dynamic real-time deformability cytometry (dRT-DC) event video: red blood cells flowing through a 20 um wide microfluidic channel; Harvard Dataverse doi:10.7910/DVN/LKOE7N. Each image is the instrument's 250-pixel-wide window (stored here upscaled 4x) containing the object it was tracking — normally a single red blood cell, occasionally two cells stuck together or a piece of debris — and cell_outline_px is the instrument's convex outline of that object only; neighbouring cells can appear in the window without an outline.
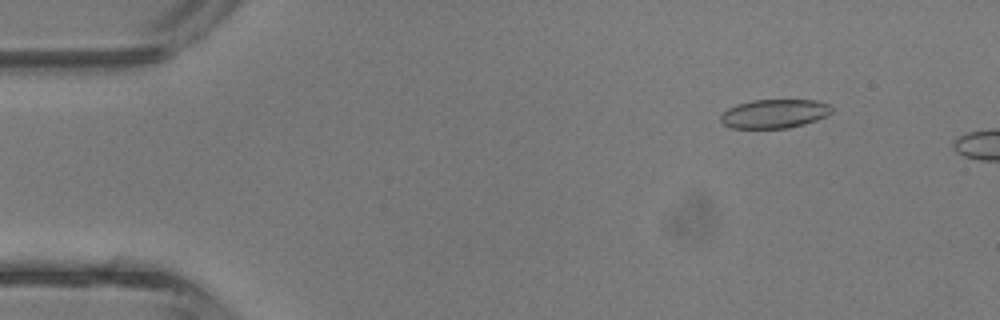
{"species": "common noctule bat (a hibernating species)", "species_latin": "Nyctalus noctula", "temperature_condition": "room temperature", "stored_images_in_passage": 6, "camera_frame_rate_fps": 3000, "um_per_image_px": 0.085, "animal": {"sex": "male", "body_mass_g": 13.3}, "frame": {"image": 1, "passage_image": 3, "time_ms": 0.667, "image_size_px": [1000, 320], "cell_outline_px": [[832, 112], [816, 120], [804, 124], [788, 128], [732, 128], [724, 124], [720, 120], [720, 116], [728, 108], [736, 104], [752, 100], [816, 100], [828, 104], [832, 108]], "centroid_in_image_um": [65.81, 9.66], "position_along_channel_um": 19.2, "area_um2": 18.61}}